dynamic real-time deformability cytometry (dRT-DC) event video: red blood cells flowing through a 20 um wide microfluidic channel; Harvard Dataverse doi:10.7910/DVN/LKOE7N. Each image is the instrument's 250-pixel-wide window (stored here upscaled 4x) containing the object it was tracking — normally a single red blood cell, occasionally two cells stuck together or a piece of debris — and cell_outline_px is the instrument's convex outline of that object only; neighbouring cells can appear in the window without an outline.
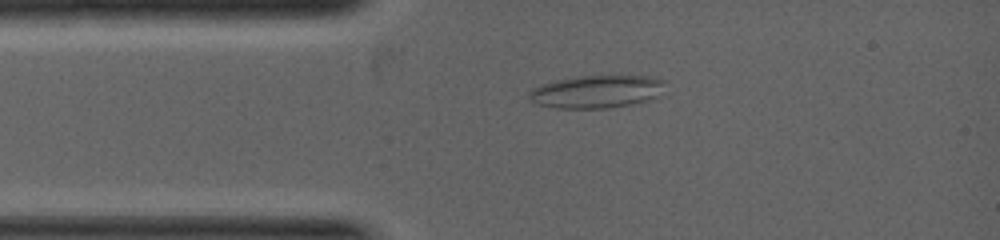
{"species": "common noctule bat (a hibernating species)", "species_latin": "Nyctalus noctula", "temperature_condition": "warm", "stored_images_in_passage": 1, "camera_frame_rate_fps": 5000, "um_per_image_px": 0.085, "animal": {"sex": "female", "body_mass_g": 19.0, "forearm_length_mm": 53.3}, "frame": {"image": 1, "passage_image": 1, "time_ms": 0.0, "image_size_px": [1000, 240], "cell_outline_px": [[664, 80], [660, 96], [648, 100], [628, 104], [604, 108], [556, 108], [536, 104], [528, 96], [528, 92], [532, 88], [540, 84], [556, 80], [576, 76], [652, 76]], "centroid_in_image_um": [50.68, 7.78], "position_along_channel_um": 34.3, "area_um2": 25.89}}